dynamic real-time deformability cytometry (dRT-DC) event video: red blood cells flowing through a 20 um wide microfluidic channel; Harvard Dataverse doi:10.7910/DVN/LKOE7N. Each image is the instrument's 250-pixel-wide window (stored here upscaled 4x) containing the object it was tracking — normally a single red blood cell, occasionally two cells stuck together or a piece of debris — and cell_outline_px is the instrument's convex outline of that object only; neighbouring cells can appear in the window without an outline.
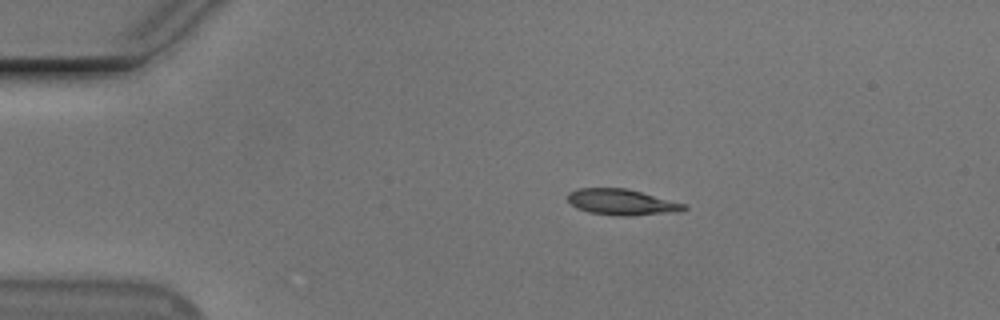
{"species": "Egyptian fruit bat (a non-hibernating species)", "species_latin": "Rousettus aegyptiacus", "temperature_condition": "cold", "stored_images_in_passage": 17, "camera_frame_rate_fps": 3000, "um_per_image_px": 0.085, "animal": {"sex": "male"}, "frame": {"image": 1, "passage_image": 10, "time_ms": 3.0, "image_size_px": [1000, 320], "cell_outline_px": [[688, 208], [680, 212], [628, 216], [616, 216], [588, 212], [576, 208], [568, 200], [568, 192], [576, 188], [628, 188], [684, 204]], "centroid_in_image_um": [52.83, 17.18], "position_along_channel_um": 32.2, "area_um2": 17.69}}